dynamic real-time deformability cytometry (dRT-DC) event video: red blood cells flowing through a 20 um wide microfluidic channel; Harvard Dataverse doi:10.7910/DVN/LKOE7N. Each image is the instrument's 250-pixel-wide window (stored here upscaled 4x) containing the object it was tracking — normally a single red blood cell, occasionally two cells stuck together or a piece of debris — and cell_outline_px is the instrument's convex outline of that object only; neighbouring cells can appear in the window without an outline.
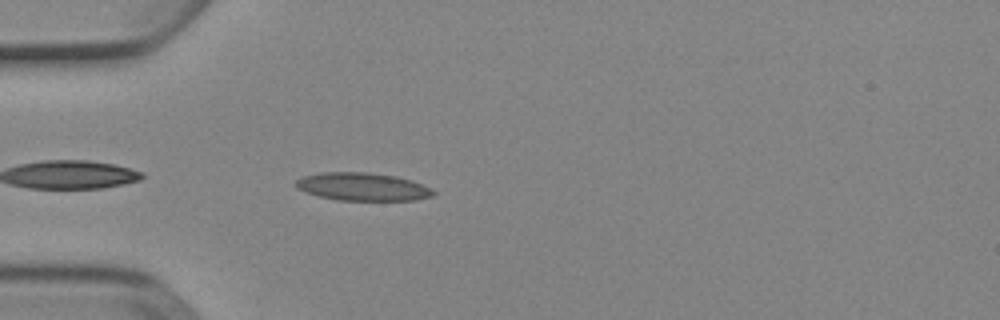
{"species": "Egyptian fruit bat (a non-hibernating species)", "species_latin": "Rousettus aegyptiacus", "temperature_condition": "cold", "stored_images_in_passage": 38, "camera_frame_rate_fps": 3000, "um_per_image_px": 0.085, "animal": {"sex": "female"}, "frame": {"image": 1, "passage_image": 3, "time_ms": 0.667, "image_size_px": [1000, 320], "cell_outline_px": [[436, 192], [432, 196], [416, 200], [336, 200], [304, 192], [296, 188], [292, 184], [296, 180], [304, 176], [320, 172], [368, 172], [396, 176], [412, 180]], "centroid_in_image_um": [30.76, 15.87], "position_along_channel_um": 54.2, "area_um2": 22.43}}
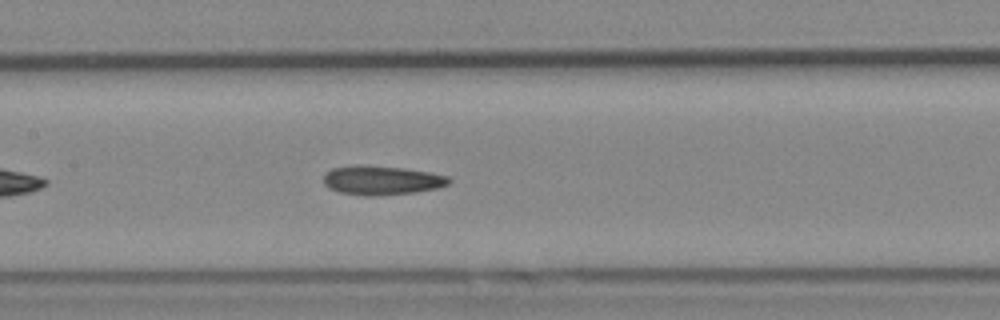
{"frame": {"image": 2, "passage_image": 13, "time_ms": 4.0, "image_size_px": [1000, 320], "cell_outline_px": [[452, 180], [448, 184], [440, 188], [416, 192], [372, 196], [364, 196], [340, 192], [328, 188], [324, 184], [324, 172], [332, 168], [352, 164], [356, 164], [404, 168], [428, 172], [448, 176]], "centroid_in_image_um": [32.42, 15.32], "position_along_channel_um": 175.0, "area_um2": 21.56}}
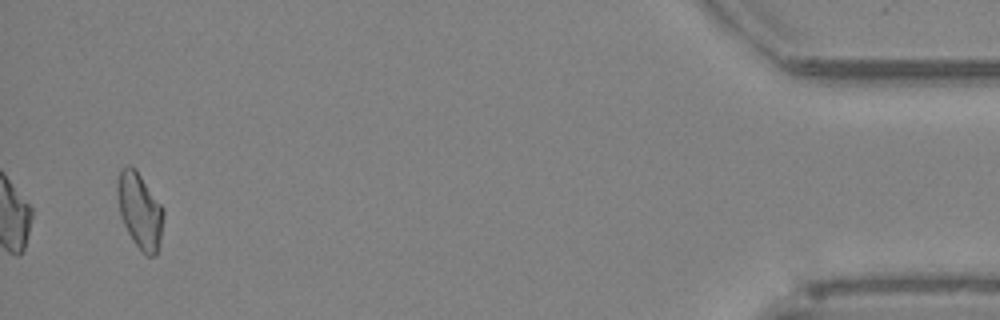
{"frame": {"image": 3, "passage_image": 38, "time_ms": 12.333, "image_size_px": [1000, 320], "cell_outline_px": [[164, 216], [160, 248], [156, 256], [148, 256], [132, 240], [120, 216], [116, 192], [116, 180], [120, 168], [128, 164], [132, 164], [136, 168], [164, 208]], "centroid_in_image_um": [11.88, 17.85], "position_along_channel_um": 423.3, "area_um2": 20.92}, "authors_computed_cell_mechanics": {"area_um2": 20.5479, "velocity_mm_per_s": 3.9003, "shape_relaxation_time_tau1_ms": 4.8481, "shape_relaxation_time_tau2_ms": 4.8379, "deformation_change_tau1": 0.13, "deformation_change_tau2": 0.1499}}